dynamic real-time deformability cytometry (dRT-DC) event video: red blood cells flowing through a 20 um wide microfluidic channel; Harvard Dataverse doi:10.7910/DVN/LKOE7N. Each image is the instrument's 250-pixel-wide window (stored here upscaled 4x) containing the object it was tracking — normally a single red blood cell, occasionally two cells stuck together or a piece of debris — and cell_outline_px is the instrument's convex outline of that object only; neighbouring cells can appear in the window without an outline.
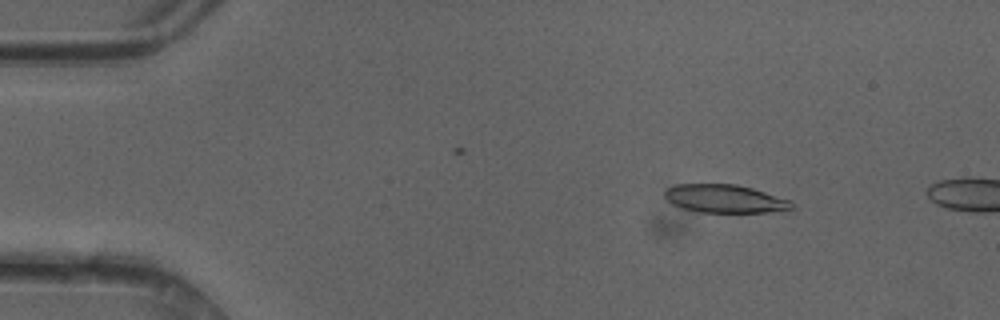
{"species": "common noctule bat (a hibernating species)", "species_latin": "Nyctalus noctula", "temperature_condition": "cold", "stored_images_in_passage": 9, "camera_frame_rate_fps": 3000, "um_per_image_px": 0.085, "animal": {"sex": "female"}, "frame": {"image": 1, "passage_image": 6, "time_ms": 1.667, "image_size_px": [1000, 320], "cell_outline_px": [[792, 208], [768, 212], [700, 212], [684, 208], [672, 204], [664, 196], [664, 188], [676, 184], [736, 184], [752, 188], [792, 200]], "centroid_in_image_um": [61.57, 16.88], "position_along_channel_um": 23.4, "area_um2": 20.81}}